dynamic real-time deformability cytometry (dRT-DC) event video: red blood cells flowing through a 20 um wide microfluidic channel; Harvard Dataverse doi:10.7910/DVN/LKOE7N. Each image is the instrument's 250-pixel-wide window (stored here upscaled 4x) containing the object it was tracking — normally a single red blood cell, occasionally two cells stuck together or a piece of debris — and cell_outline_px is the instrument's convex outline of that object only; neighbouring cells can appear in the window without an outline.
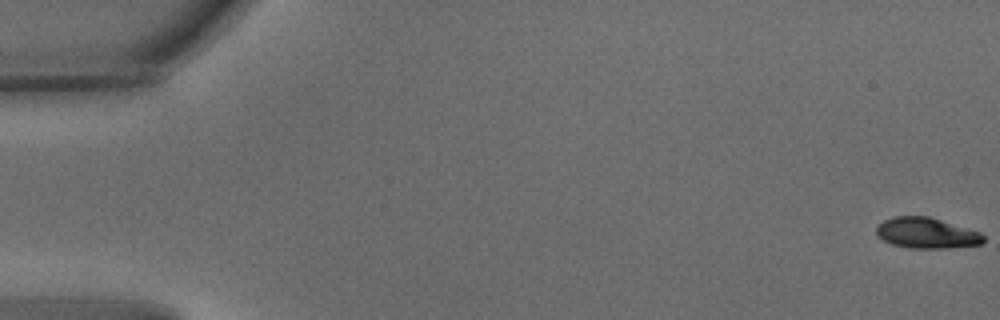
{"species": "common noctule bat (a hibernating species)", "species_latin": "Nyctalus noctula", "temperature_condition": "warm", "stored_images_in_passage": 56, "camera_frame_rate_fps": 3000, "um_per_image_px": 0.085, "animal": {"sex": "male", "body_mass_g": 15.6}, "frame": {"image": 1, "passage_image": 1, "time_ms": 0.0, "image_size_px": [1000, 320], "cell_outline_px": [[984, 240], [980, 244], [948, 248], [908, 248], [892, 244], [876, 236], [876, 224], [892, 216], [928, 216], [980, 232], [984, 236]], "centroid_in_image_um": [78.7, 19.8], "position_along_channel_um": 6.3, "area_um2": 19.19}}
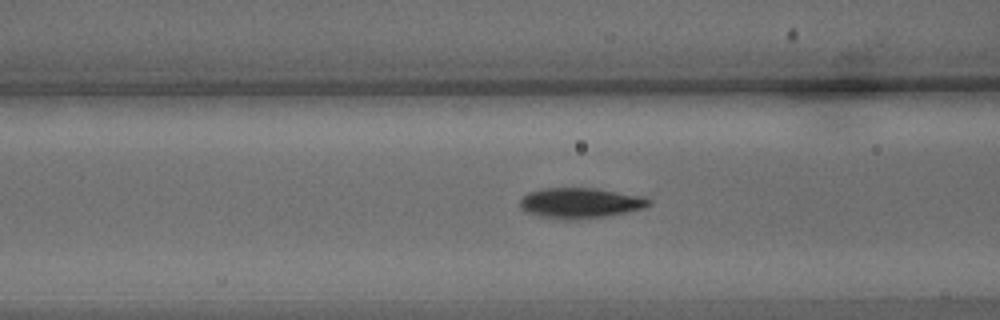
{"frame": {"image": 2, "passage_image": 23, "time_ms": 7.333, "image_size_px": [1000, 320], "cell_outline_px": [[652, 204], [644, 208], [628, 212], [604, 216], [540, 216], [528, 212], [520, 208], [520, 200], [528, 192], [540, 188], [596, 188], [644, 196], [652, 200]], "centroid_in_image_um": [49.39, 17.19], "position_along_channel_um": 117.2, "area_um2": 21.96}}
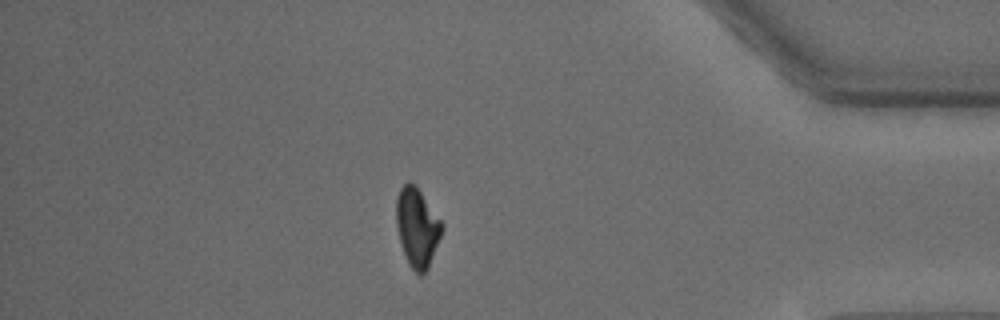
{"frame": {"image": 3, "passage_image": 49, "time_ms": 16.0, "image_size_px": [1000, 320], "cell_outline_px": [[444, 228], [428, 268], [420, 276], [408, 264], [400, 244], [396, 224], [396, 200], [400, 188], [408, 180], [420, 192], [444, 224]], "centroid_in_image_um": [35.45, 19.35], "position_along_channel_um": 399.8, "area_um2": 20.81}, "authors_computed_cell_mechanics": {"area_um2": 21.5305, "velocity_mm_per_s": 3.656, "shape_relaxation_time_tau1_ms": 2.2387, "shape_relaxation_time_tau2_ms": 2.3959, "deformation_change_tau1": 0.1282, "deformation_change_tau2": 0.0657}}